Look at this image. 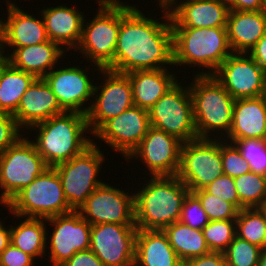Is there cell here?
Here are the masks:
<instances>
[{
	"mask_svg": "<svg viewBox=\"0 0 266 266\" xmlns=\"http://www.w3.org/2000/svg\"><path fill=\"white\" fill-rule=\"evenodd\" d=\"M253 173L266 177V138H247L232 142Z\"/></svg>",
	"mask_w": 266,
	"mask_h": 266,
	"instance_id": "35",
	"label": "cell"
},
{
	"mask_svg": "<svg viewBox=\"0 0 266 266\" xmlns=\"http://www.w3.org/2000/svg\"><path fill=\"white\" fill-rule=\"evenodd\" d=\"M35 259L12 243L0 254V266H35Z\"/></svg>",
	"mask_w": 266,
	"mask_h": 266,
	"instance_id": "42",
	"label": "cell"
},
{
	"mask_svg": "<svg viewBox=\"0 0 266 266\" xmlns=\"http://www.w3.org/2000/svg\"><path fill=\"white\" fill-rule=\"evenodd\" d=\"M80 64L55 67L43 79L50 86L65 112L87 114L92 104L90 98H93L94 80L92 77H88L90 73L87 72L90 71V68L86 66L84 70L83 67L80 68ZM87 102L89 106H87Z\"/></svg>",
	"mask_w": 266,
	"mask_h": 266,
	"instance_id": "17",
	"label": "cell"
},
{
	"mask_svg": "<svg viewBox=\"0 0 266 266\" xmlns=\"http://www.w3.org/2000/svg\"><path fill=\"white\" fill-rule=\"evenodd\" d=\"M37 132L34 141L37 152L48 167L69 161L93 143L86 114L63 112L33 125L28 131ZM85 133V134H84Z\"/></svg>",
	"mask_w": 266,
	"mask_h": 266,
	"instance_id": "2",
	"label": "cell"
},
{
	"mask_svg": "<svg viewBox=\"0 0 266 266\" xmlns=\"http://www.w3.org/2000/svg\"><path fill=\"white\" fill-rule=\"evenodd\" d=\"M179 80L148 110L150 126L183 143L197 139L189 85Z\"/></svg>",
	"mask_w": 266,
	"mask_h": 266,
	"instance_id": "10",
	"label": "cell"
},
{
	"mask_svg": "<svg viewBox=\"0 0 266 266\" xmlns=\"http://www.w3.org/2000/svg\"><path fill=\"white\" fill-rule=\"evenodd\" d=\"M202 231L210 252L224 253L236 236V220L209 221Z\"/></svg>",
	"mask_w": 266,
	"mask_h": 266,
	"instance_id": "34",
	"label": "cell"
},
{
	"mask_svg": "<svg viewBox=\"0 0 266 266\" xmlns=\"http://www.w3.org/2000/svg\"><path fill=\"white\" fill-rule=\"evenodd\" d=\"M183 142L163 130L150 126L139 146L126 159L139 160L146 165L149 176H174L180 168Z\"/></svg>",
	"mask_w": 266,
	"mask_h": 266,
	"instance_id": "16",
	"label": "cell"
},
{
	"mask_svg": "<svg viewBox=\"0 0 266 266\" xmlns=\"http://www.w3.org/2000/svg\"><path fill=\"white\" fill-rule=\"evenodd\" d=\"M179 221L198 230H202L209 223L207 214L202 208L201 201L192 192H189L185 197Z\"/></svg>",
	"mask_w": 266,
	"mask_h": 266,
	"instance_id": "39",
	"label": "cell"
},
{
	"mask_svg": "<svg viewBox=\"0 0 266 266\" xmlns=\"http://www.w3.org/2000/svg\"><path fill=\"white\" fill-rule=\"evenodd\" d=\"M36 77L14 68L10 63L3 69L0 81V112L13 115L21 97Z\"/></svg>",
	"mask_w": 266,
	"mask_h": 266,
	"instance_id": "31",
	"label": "cell"
},
{
	"mask_svg": "<svg viewBox=\"0 0 266 266\" xmlns=\"http://www.w3.org/2000/svg\"><path fill=\"white\" fill-rule=\"evenodd\" d=\"M248 54L258 63L266 72V33L258 42L248 51Z\"/></svg>",
	"mask_w": 266,
	"mask_h": 266,
	"instance_id": "45",
	"label": "cell"
},
{
	"mask_svg": "<svg viewBox=\"0 0 266 266\" xmlns=\"http://www.w3.org/2000/svg\"><path fill=\"white\" fill-rule=\"evenodd\" d=\"M193 76L188 85L198 138L224 139L231 129L235 99L213 75Z\"/></svg>",
	"mask_w": 266,
	"mask_h": 266,
	"instance_id": "5",
	"label": "cell"
},
{
	"mask_svg": "<svg viewBox=\"0 0 266 266\" xmlns=\"http://www.w3.org/2000/svg\"><path fill=\"white\" fill-rule=\"evenodd\" d=\"M13 0L11 1V0H7L5 3L7 4V5H5V6H12V5H17V4H15V2H13Z\"/></svg>",
	"mask_w": 266,
	"mask_h": 266,
	"instance_id": "53",
	"label": "cell"
},
{
	"mask_svg": "<svg viewBox=\"0 0 266 266\" xmlns=\"http://www.w3.org/2000/svg\"><path fill=\"white\" fill-rule=\"evenodd\" d=\"M2 19L3 18L0 19V45H1V42H2V27H3V21H2Z\"/></svg>",
	"mask_w": 266,
	"mask_h": 266,
	"instance_id": "52",
	"label": "cell"
},
{
	"mask_svg": "<svg viewBox=\"0 0 266 266\" xmlns=\"http://www.w3.org/2000/svg\"><path fill=\"white\" fill-rule=\"evenodd\" d=\"M240 210L257 208L266 200V177L252 171L234 178Z\"/></svg>",
	"mask_w": 266,
	"mask_h": 266,
	"instance_id": "33",
	"label": "cell"
},
{
	"mask_svg": "<svg viewBox=\"0 0 266 266\" xmlns=\"http://www.w3.org/2000/svg\"><path fill=\"white\" fill-rule=\"evenodd\" d=\"M98 74L105 79L102 78L103 82L101 81L100 85L95 83L93 102L86 114L87 125L92 135L110 118L134 106L132 86L125 73L101 69Z\"/></svg>",
	"mask_w": 266,
	"mask_h": 266,
	"instance_id": "12",
	"label": "cell"
},
{
	"mask_svg": "<svg viewBox=\"0 0 266 266\" xmlns=\"http://www.w3.org/2000/svg\"><path fill=\"white\" fill-rule=\"evenodd\" d=\"M258 266H266V248L261 250Z\"/></svg>",
	"mask_w": 266,
	"mask_h": 266,
	"instance_id": "49",
	"label": "cell"
},
{
	"mask_svg": "<svg viewBox=\"0 0 266 266\" xmlns=\"http://www.w3.org/2000/svg\"><path fill=\"white\" fill-rule=\"evenodd\" d=\"M265 75L248 53H232L213 74L235 100L263 96Z\"/></svg>",
	"mask_w": 266,
	"mask_h": 266,
	"instance_id": "18",
	"label": "cell"
},
{
	"mask_svg": "<svg viewBox=\"0 0 266 266\" xmlns=\"http://www.w3.org/2000/svg\"><path fill=\"white\" fill-rule=\"evenodd\" d=\"M162 230L138 229L134 266H182Z\"/></svg>",
	"mask_w": 266,
	"mask_h": 266,
	"instance_id": "28",
	"label": "cell"
},
{
	"mask_svg": "<svg viewBox=\"0 0 266 266\" xmlns=\"http://www.w3.org/2000/svg\"><path fill=\"white\" fill-rule=\"evenodd\" d=\"M134 192L135 225L143 230H164L179 221L188 187L174 176H148ZM148 181V182H146Z\"/></svg>",
	"mask_w": 266,
	"mask_h": 266,
	"instance_id": "3",
	"label": "cell"
},
{
	"mask_svg": "<svg viewBox=\"0 0 266 266\" xmlns=\"http://www.w3.org/2000/svg\"><path fill=\"white\" fill-rule=\"evenodd\" d=\"M168 70H135L126 74L132 86L134 106L148 111L178 81V74Z\"/></svg>",
	"mask_w": 266,
	"mask_h": 266,
	"instance_id": "27",
	"label": "cell"
},
{
	"mask_svg": "<svg viewBox=\"0 0 266 266\" xmlns=\"http://www.w3.org/2000/svg\"><path fill=\"white\" fill-rule=\"evenodd\" d=\"M262 1V10L266 13V0H261Z\"/></svg>",
	"mask_w": 266,
	"mask_h": 266,
	"instance_id": "54",
	"label": "cell"
},
{
	"mask_svg": "<svg viewBox=\"0 0 266 266\" xmlns=\"http://www.w3.org/2000/svg\"><path fill=\"white\" fill-rule=\"evenodd\" d=\"M137 232L135 224L91 225L90 250L105 266H134Z\"/></svg>",
	"mask_w": 266,
	"mask_h": 266,
	"instance_id": "14",
	"label": "cell"
},
{
	"mask_svg": "<svg viewBox=\"0 0 266 266\" xmlns=\"http://www.w3.org/2000/svg\"><path fill=\"white\" fill-rule=\"evenodd\" d=\"M0 254L7 248V246L10 244V228L7 225L5 227V224L3 225V221L0 218Z\"/></svg>",
	"mask_w": 266,
	"mask_h": 266,
	"instance_id": "47",
	"label": "cell"
},
{
	"mask_svg": "<svg viewBox=\"0 0 266 266\" xmlns=\"http://www.w3.org/2000/svg\"><path fill=\"white\" fill-rule=\"evenodd\" d=\"M9 214L27 218H44L72 212L54 167H48L5 206Z\"/></svg>",
	"mask_w": 266,
	"mask_h": 266,
	"instance_id": "7",
	"label": "cell"
},
{
	"mask_svg": "<svg viewBox=\"0 0 266 266\" xmlns=\"http://www.w3.org/2000/svg\"><path fill=\"white\" fill-rule=\"evenodd\" d=\"M22 133L13 115L0 112V153L25 136Z\"/></svg>",
	"mask_w": 266,
	"mask_h": 266,
	"instance_id": "41",
	"label": "cell"
},
{
	"mask_svg": "<svg viewBox=\"0 0 266 266\" xmlns=\"http://www.w3.org/2000/svg\"><path fill=\"white\" fill-rule=\"evenodd\" d=\"M63 112L47 82L43 78H36L21 97L13 117L23 132L26 130V134H30L27 131L30 127Z\"/></svg>",
	"mask_w": 266,
	"mask_h": 266,
	"instance_id": "22",
	"label": "cell"
},
{
	"mask_svg": "<svg viewBox=\"0 0 266 266\" xmlns=\"http://www.w3.org/2000/svg\"><path fill=\"white\" fill-rule=\"evenodd\" d=\"M166 6L172 27H226L230 11L226 0H171Z\"/></svg>",
	"mask_w": 266,
	"mask_h": 266,
	"instance_id": "20",
	"label": "cell"
},
{
	"mask_svg": "<svg viewBox=\"0 0 266 266\" xmlns=\"http://www.w3.org/2000/svg\"><path fill=\"white\" fill-rule=\"evenodd\" d=\"M26 137L22 136L0 153V203L4 207L48 168L31 139Z\"/></svg>",
	"mask_w": 266,
	"mask_h": 266,
	"instance_id": "9",
	"label": "cell"
},
{
	"mask_svg": "<svg viewBox=\"0 0 266 266\" xmlns=\"http://www.w3.org/2000/svg\"><path fill=\"white\" fill-rule=\"evenodd\" d=\"M230 10L259 11L262 10L261 0H226Z\"/></svg>",
	"mask_w": 266,
	"mask_h": 266,
	"instance_id": "46",
	"label": "cell"
},
{
	"mask_svg": "<svg viewBox=\"0 0 266 266\" xmlns=\"http://www.w3.org/2000/svg\"><path fill=\"white\" fill-rule=\"evenodd\" d=\"M6 9L7 20H3L0 54L8 57V51L49 40L42 15L35 17L17 5L7 6ZM6 48L9 50L6 51Z\"/></svg>",
	"mask_w": 266,
	"mask_h": 266,
	"instance_id": "21",
	"label": "cell"
},
{
	"mask_svg": "<svg viewBox=\"0 0 266 266\" xmlns=\"http://www.w3.org/2000/svg\"><path fill=\"white\" fill-rule=\"evenodd\" d=\"M94 141L81 154L54 167L61 179L65 198L73 211L80 210L87 198L104 183L100 178L98 180V176L107 158L104 150L101 151Z\"/></svg>",
	"mask_w": 266,
	"mask_h": 266,
	"instance_id": "8",
	"label": "cell"
},
{
	"mask_svg": "<svg viewBox=\"0 0 266 266\" xmlns=\"http://www.w3.org/2000/svg\"><path fill=\"white\" fill-rule=\"evenodd\" d=\"M160 19L146 17L136 5L120 1V29L114 54V71L156 70L174 65L173 30L166 5ZM169 65V66H168Z\"/></svg>",
	"mask_w": 266,
	"mask_h": 266,
	"instance_id": "1",
	"label": "cell"
},
{
	"mask_svg": "<svg viewBox=\"0 0 266 266\" xmlns=\"http://www.w3.org/2000/svg\"><path fill=\"white\" fill-rule=\"evenodd\" d=\"M103 183L87 198L78 210L90 224H135L134 193Z\"/></svg>",
	"mask_w": 266,
	"mask_h": 266,
	"instance_id": "15",
	"label": "cell"
},
{
	"mask_svg": "<svg viewBox=\"0 0 266 266\" xmlns=\"http://www.w3.org/2000/svg\"><path fill=\"white\" fill-rule=\"evenodd\" d=\"M150 127L149 113L132 106L106 121L92 136L102 140L125 158L139 146Z\"/></svg>",
	"mask_w": 266,
	"mask_h": 266,
	"instance_id": "19",
	"label": "cell"
},
{
	"mask_svg": "<svg viewBox=\"0 0 266 266\" xmlns=\"http://www.w3.org/2000/svg\"><path fill=\"white\" fill-rule=\"evenodd\" d=\"M46 223L53 227L51 233L47 231L46 248L50 251L45 255L52 266H61L75 253L90 249L91 225L78 211L49 217Z\"/></svg>",
	"mask_w": 266,
	"mask_h": 266,
	"instance_id": "13",
	"label": "cell"
},
{
	"mask_svg": "<svg viewBox=\"0 0 266 266\" xmlns=\"http://www.w3.org/2000/svg\"><path fill=\"white\" fill-rule=\"evenodd\" d=\"M61 266H105L101 260L89 249L75 253Z\"/></svg>",
	"mask_w": 266,
	"mask_h": 266,
	"instance_id": "44",
	"label": "cell"
},
{
	"mask_svg": "<svg viewBox=\"0 0 266 266\" xmlns=\"http://www.w3.org/2000/svg\"><path fill=\"white\" fill-rule=\"evenodd\" d=\"M66 51L50 40L26 47L16 48L8 53L9 63L16 69L44 78L55 65L58 66ZM60 59V60H59ZM58 63V64H56Z\"/></svg>",
	"mask_w": 266,
	"mask_h": 266,
	"instance_id": "26",
	"label": "cell"
},
{
	"mask_svg": "<svg viewBox=\"0 0 266 266\" xmlns=\"http://www.w3.org/2000/svg\"><path fill=\"white\" fill-rule=\"evenodd\" d=\"M9 64V61L6 56L0 54V81L2 77L3 69Z\"/></svg>",
	"mask_w": 266,
	"mask_h": 266,
	"instance_id": "48",
	"label": "cell"
},
{
	"mask_svg": "<svg viewBox=\"0 0 266 266\" xmlns=\"http://www.w3.org/2000/svg\"><path fill=\"white\" fill-rule=\"evenodd\" d=\"M236 236L266 248V221L258 208H243L236 218Z\"/></svg>",
	"mask_w": 266,
	"mask_h": 266,
	"instance_id": "32",
	"label": "cell"
},
{
	"mask_svg": "<svg viewBox=\"0 0 266 266\" xmlns=\"http://www.w3.org/2000/svg\"><path fill=\"white\" fill-rule=\"evenodd\" d=\"M159 5H167L171 0H156Z\"/></svg>",
	"mask_w": 266,
	"mask_h": 266,
	"instance_id": "51",
	"label": "cell"
},
{
	"mask_svg": "<svg viewBox=\"0 0 266 266\" xmlns=\"http://www.w3.org/2000/svg\"><path fill=\"white\" fill-rule=\"evenodd\" d=\"M96 1L99 6L97 14L92 21L84 19L81 40L74 52L79 51L88 63L92 62L89 66H93L94 72L101 69L114 71V54L120 29V0Z\"/></svg>",
	"mask_w": 266,
	"mask_h": 266,
	"instance_id": "6",
	"label": "cell"
},
{
	"mask_svg": "<svg viewBox=\"0 0 266 266\" xmlns=\"http://www.w3.org/2000/svg\"><path fill=\"white\" fill-rule=\"evenodd\" d=\"M263 97L266 100V75H265V84H264V93H263Z\"/></svg>",
	"mask_w": 266,
	"mask_h": 266,
	"instance_id": "55",
	"label": "cell"
},
{
	"mask_svg": "<svg viewBox=\"0 0 266 266\" xmlns=\"http://www.w3.org/2000/svg\"><path fill=\"white\" fill-rule=\"evenodd\" d=\"M182 266H226L225 255L222 252H210L200 257L188 259Z\"/></svg>",
	"mask_w": 266,
	"mask_h": 266,
	"instance_id": "43",
	"label": "cell"
},
{
	"mask_svg": "<svg viewBox=\"0 0 266 266\" xmlns=\"http://www.w3.org/2000/svg\"><path fill=\"white\" fill-rule=\"evenodd\" d=\"M247 138H266V100L263 96L234 101L231 129L224 140L232 143Z\"/></svg>",
	"mask_w": 266,
	"mask_h": 266,
	"instance_id": "24",
	"label": "cell"
},
{
	"mask_svg": "<svg viewBox=\"0 0 266 266\" xmlns=\"http://www.w3.org/2000/svg\"><path fill=\"white\" fill-rule=\"evenodd\" d=\"M205 190L224 201L234 204L240 210V201L234 178L223 173L215 181L210 183Z\"/></svg>",
	"mask_w": 266,
	"mask_h": 266,
	"instance_id": "40",
	"label": "cell"
},
{
	"mask_svg": "<svg viewBox=\"0 0 266 266\" xmlns=\"http://www.w3.org/2000/svg\"><path fill=\"white\" fill-rule=\"evenodd\" d=\"M222 174L220 139L197 138L182 144L177 177L190 192L205 189Z\"/></svg>",
	"mask_w": 266,
	"mask_h": 266,
	"instance_id": "11",
	"label": "cell"
},
{
	"mask_svg": "<svg viewBox=\"0 0 266 266\" xmlns=\"http://www.w3.org/2000/svg\"><path fill=\"white\" fill-rule=\"evenodd\" d=\"M257 208L264 215V218H265V221H266V200L264 202H262Z\"/></svg>",
	"mask_w": 266,
	"mask_h": 266,
	"instance_id": "50",
	"label": "cell"
},
{
	"mask_svg": "<svg viewBox=\"0 0 266 266\" xmlns=\"http://www.w3.org/2000/svg\"><path fill=\"white\" fill-rule=\"evenodd\" d=\"M21 219L16 226H10V243L15 247L29 254L35 260L47 254L46 236L47 228L46 219L44 218H27L14 215L13 218ZM23 219V220H22ZM46 250V251H45ZM44 255V256H43Z\"/></svg>",
	"mask_w": 266,
	"mask_h": 266,
	"instance_id": "29",
	"label": "cell"
},
{
	"mask_svg": "<svg viewBox=\"0 0 266 266\" xmlns=\"http://www.w3.org/2000/svg\"><path fill=\"white\" fill-rule=\"evenodd\" d=\"M193 193L201 201L202 208L206 212L209 221L236 220L239 209L234 204L208 193L205 189Z\"/></svg>",
	"mask_w": 266,
	"mask_h": 266,
	"instance_id": "37",
	"label": "cell"
},
{
	"mask_svg": "<svg viewBox=\"0 0 266 266\" xmlns=\"http://www.w3.org/2000/svg\"><path fill=\"white\" fill-rule=\"evenodd\" d=\"M172 30L174 67L183 66L186 69L187 66H198L203 69L196 75H213L224 60L233 53L226 27H172Z\"/></svg>",
	"mask_w": 266,
	"mask_h": 266,
	"instance_id": "4",
	"label": "cell"
},
{
	"mask_svg": "<svg viewBox=\"0 0 266 266\" xmlns=\"http://www.w3.org/2000/svg\"><path fill=\"white\" fill-rule=\"evenodd\" d=\"M78 9L61 4L46 9L44 7L39 12L44 20L48 39L57 43L68 53L77 48L82 36L83 22L86 16H84V11Z\"/></svg>",
	"mask_w": 266,
	"mask_h": 266,
	"instance_id": "23",
	"label": "cell"
},
{
	"mask_svg": "<svg viewBox=\"0 0 266 266\" xmlns=\"http://www.w3.org/2000/svg\"><path fill=\"white\" fill-rule=\"evenodd\" d=\"M220 153L224 174L235 178L251 171L248 162L233 143L220 139Z\"/></svg>",
	"mask_w": 266,
	"mask_h": 266,
	"instance_id": "38",
	"label": "cell"
},
{
	"mask_svg": "<svg viewBox=\"0 0 266 266\" xmlns=\"http://www.w3.org/2000/svg\"><path fill=\"white\" fill-rule=\"evenodd\" d=\"M163 232L182 262L210 253L202 230L177 221L168 225Z\"/></svg>",
	"mask_w": 266,
	"mask_h": 266,
	"instance_id": "30",
	"label": "cell"
},
{
	"mask_svg": "<svg viewBox=\"0 0 266 266\" xmlns=\"http://www.w3.org/2000/svg\"><path fill=\"white\" fill-rule=\"evenodd\" d=\"M262 248L235 236L224 252L226 266H258Z\"/></svg>",
	"mask_w": 266,
	"mask_h": 266,
	"instance_id": "36",
	"label": "cell"
},
{
	"mask_svg": "<svg viewBox=\"0 0 266 266\" xmlns=\"http://www.w3.org/2000/svg\"><path fill=\"white\" fill-rule=\"evenodd\" d=\"M226 29L232 52L248 53L266 33V13L230 10Z\"/></svg>",
	"mask_w": 266,
	"mask_h": 266,
	"instance_id": "25",
	"label": "cell"
}]
</instances>
